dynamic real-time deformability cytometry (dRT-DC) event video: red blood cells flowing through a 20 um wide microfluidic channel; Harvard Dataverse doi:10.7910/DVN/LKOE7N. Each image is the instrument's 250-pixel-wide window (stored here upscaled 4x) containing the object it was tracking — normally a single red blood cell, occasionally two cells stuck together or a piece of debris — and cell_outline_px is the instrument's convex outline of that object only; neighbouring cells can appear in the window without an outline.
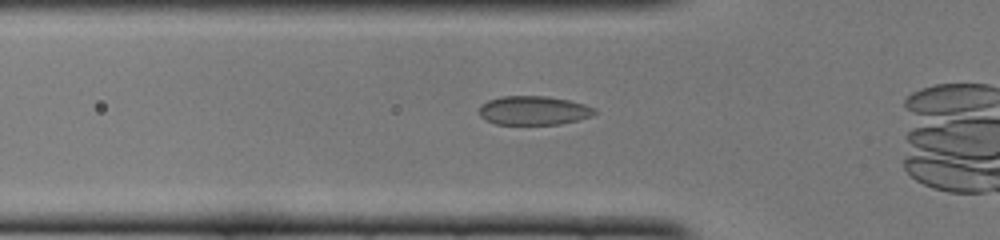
{"species": "common noctule bat (a hibernating species)", "species_latin": "Nyctalus noctula", "temperature_condition": "cold", "stored_images_in_passage": 35, "camera_frame_rate_fps": 3000, "um_per_image_px": 0.085, "animal": {"sex": "female", "body_mass_g": 22.0, "forearm_length_mm": 56.7}, "frame": {"image": 1, "passage_image": 11, "time_ms": 3.333, "image_size_px": [1000, 240], "cell_outline_px": [[596, 112], [592, 116], [560, 124], [496, 124], [480, 116], [480, 104], [488, 100], [500, 96], [548, 96], [568, 100], [584, 104], [596, 108]], "centroid_in_image_um": [45.36, 9.38], "position_along_channel_um": 80.4, "area_um2": 19.42}}
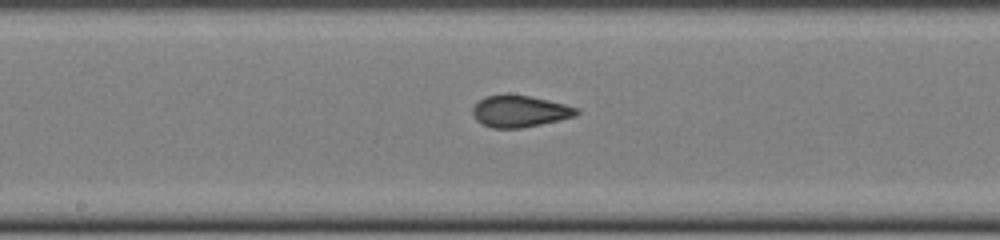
{"frame": {"image": 2, "passage_image": 20, "time_ms": 6.333, "image_size_px": [1000, 240], "cell_outline_px": [[580, 112], [576, 116], [540, 124], [520, 128], [492, 128], [476, 120], [472, 112], [472, 108], [484, 96], [532, 96], [564, 104], [576, 108]], "centroid_in_image_um": [44.18, 9.47], "position_along_channel_um": 204.0, "area_um2": 18.67}}
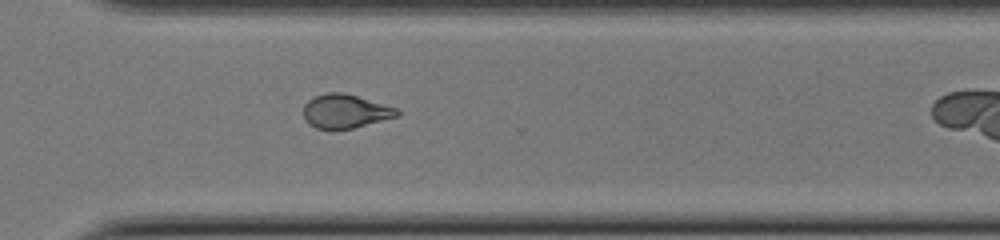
{"frame": {"image": 3, "passage_image": 30, "time_ms": 9.667, "image_size_px": [1000, 240], "cell_outline_px": [[400, 116], [352, 128], [316, 128], [308, 124], [304, 120], [304, 104], [308, 100], [316, 96], [328, 92], [344, 92], [396, 108], [400, 112]], "centroid_in_image_um": [29.34, 9.45], "position_along_channel_um": 341.3, "area_um2": 18.26}}